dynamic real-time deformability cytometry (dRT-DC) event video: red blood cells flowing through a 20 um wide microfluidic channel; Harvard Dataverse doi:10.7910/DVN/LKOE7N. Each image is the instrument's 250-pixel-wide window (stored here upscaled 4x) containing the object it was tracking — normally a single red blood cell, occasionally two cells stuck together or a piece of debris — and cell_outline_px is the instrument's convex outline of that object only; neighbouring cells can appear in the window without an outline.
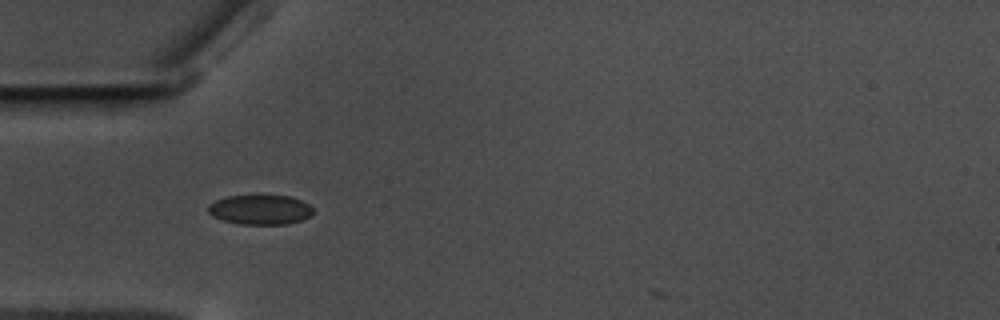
{"species": "common noctule bat (a hibernating species)", "species_latin": "Nyctalus noctula", "temperature_condition": "warm", "stored_images_in_passage": 35, "camera_frame_rate_fps": 3000, "um_per_image_px": 0.085, "animal": {"sex": "male", "body_mass_g": 17.5, "forearm_length_mm": 52.3}, "frame": {"image": 1, "passage_image": 1, "time_ms": 0.0, "image_size_px": [1000, 320], "cell_outline_px": [[312, 212], [308, 216], [300, 220], [288, 224], [240, 224], [224, 220], [212, 216], [208, 212], [208, 204], [216, 200], [228, 196], [260, 192], [292, 196], [308, 204], [312, 208]], "centroid_in_image_um": [22.09, 17.76], "position_along_channel_um": 62.9, "area_um2": 18.84}}
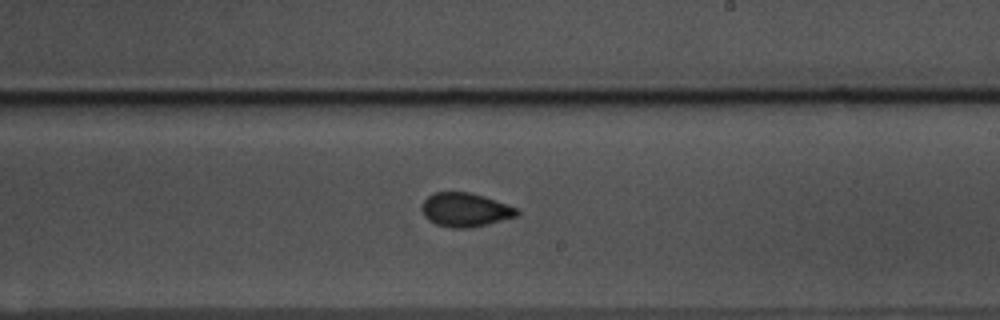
{"frame": {"image": 2, "passage_image": 17, "time_ms": 5.333, "image_size_px": [1000, 320], "cell_outline_px": [[520, 212], [516, 216], [468, 228], [448, 228], [436, 224], [428, 220], [424, 216], [420, 208], [424, 200], [428, 196], [436, 192], [468, 192], [484, 196], [516, 208]], "centroid_in_image_um": [39.48, 17.83], "position_along_channel_um": 249.5, "area_um2": 18.55}}
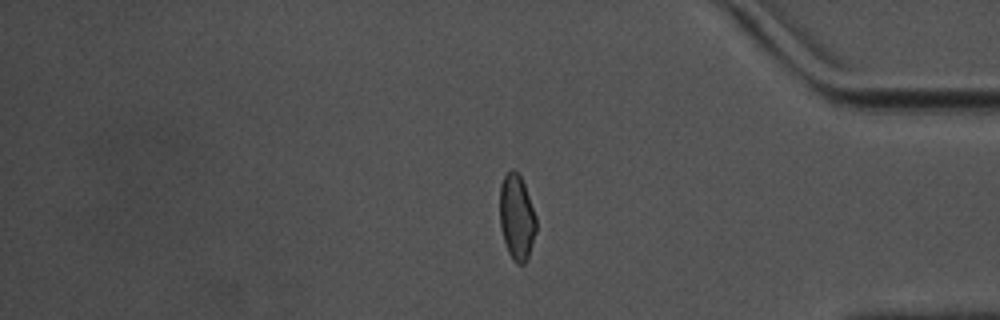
{"frame": {"image": 3, "passage_image": 31, "time_ms": 10.0, "image_size_px": [1000, 320], "cell_outline_px": [[536, 232], [528, 256], [524, 264], [516, 264], [512, 260], [508, 252], [504, 240], [500, 224], [500, 184], [504, 176], [512, 168], [520, 176], [524, 184], [536, 216]], "centroid_in_image_um": [43.92, 18.48], "position_along_channel_um": 391.3, "area_um2": 18.03}}